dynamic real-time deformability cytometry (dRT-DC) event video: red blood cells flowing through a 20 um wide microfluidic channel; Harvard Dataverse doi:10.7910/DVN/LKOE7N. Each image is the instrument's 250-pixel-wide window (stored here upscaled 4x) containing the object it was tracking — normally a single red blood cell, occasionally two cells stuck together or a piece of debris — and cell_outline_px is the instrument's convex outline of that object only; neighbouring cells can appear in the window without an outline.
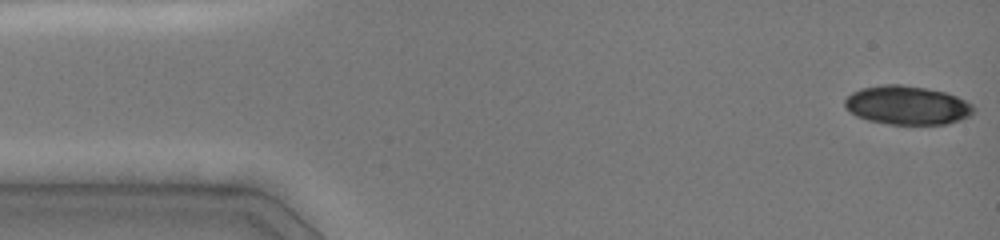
{"species": "common noctule bat (a hibernating species)", "species_latin": "Nyctalus noctula", "temperature_condition": "cold", "stored_images_in_passage": 46, "camera_frame_rate_fps": 3000, "um_per_image_px": 0.085, "animal": {"sex": "female", "body_mass_g": 19.0, "forearm_length_mm": 51.5}, "frame": {"image": 1, "passage_image": 1, "time_ms": 0.0, "image_size_px": [1000, 240], "cell_outline_px": [[976, 112], [960, 120], [948, 124], [888, 124], [868, 120], [856, 116], [844, 108], [844, 100], [852, 92], [860, 88], [880, 84], [900, 84], [924, 88], [944, 92], [956, 96], [972, 104], [976, 108]], "centroid_in_image_um": [77.09, 8.95], "position_along_channel_um": 7.9, "area_um2": 29.3}}
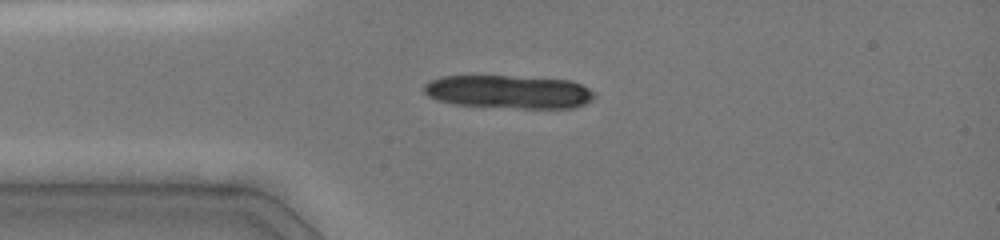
{"frame": {"image": 2, "passage_image": 19, "time_ms": 3.333, "image_size_px": [1000, 240], "cell_outline_px": [[596, 96], [592, 100], [576, 108], [520, 108], [452, 104], [436, 100], [428, 96], [424, 92], [424, 84], [440, 76], [508, 76], [572, 80], [596, 92]], "centroid_in_image_um": [43.27, 7.81], "position_along_channel_um": 41.7, "area_um2": 33.23}}